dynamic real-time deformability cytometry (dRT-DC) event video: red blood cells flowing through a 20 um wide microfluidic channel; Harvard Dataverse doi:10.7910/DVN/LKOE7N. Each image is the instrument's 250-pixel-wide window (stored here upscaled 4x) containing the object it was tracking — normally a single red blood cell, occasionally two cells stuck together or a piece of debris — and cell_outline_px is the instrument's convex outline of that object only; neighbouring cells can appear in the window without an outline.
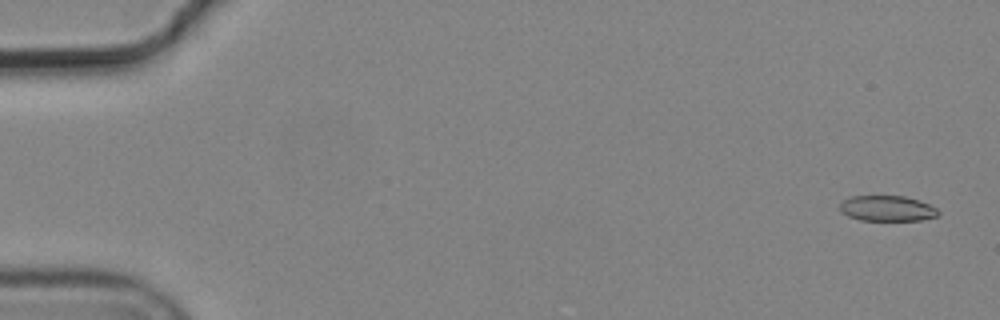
{"species": "common noctule bat (a hibernating species)", "species_latin": "Nyctalus noctula", "temperature_condition": "cold", "stored_images_in_passage": 9, "camera_frame_rate_fps": 3000, "um_per_image_px": 0.085, "animal": {"sex": "male", "body_mass_g": 19.2, "forearm_length_mm": 51.8}, "frame": {"image": 1, "passage_image": 1, "time_ms": 0.0, "image_size_px": [1000, 320], "cell_outline_px": [[940, 216], [920, 220], [860, 220], [848, 216], [840, 212], [840, 204], [844, 200], [852, 196], [904, 196], [920, 200], [936, 208], [940, 212]], "centroid_in_image_um": [75.43, 17.72], "position_along_channel_um": 9.6, "area_um2": 14.68}}
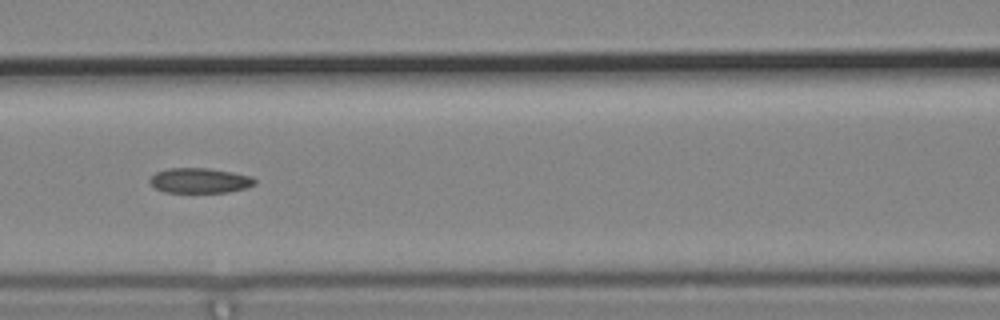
{"frame": {"image": 2, "passage_image": 7, "time_ms": 2.0, "image_size_px": [1000, 320], "cell_outline_px": [[256, 184], [244, 188], [228, 192], [164, 192], [156, 188], [148, 180], [156, 172], [168, 168], [208, 168], [232, 172], [252, 176], [256, 180]], "centroid_in_image_um": [16.99, 15.34], "position_along_channel_um": 149.6, "area_um2": 15.26}}
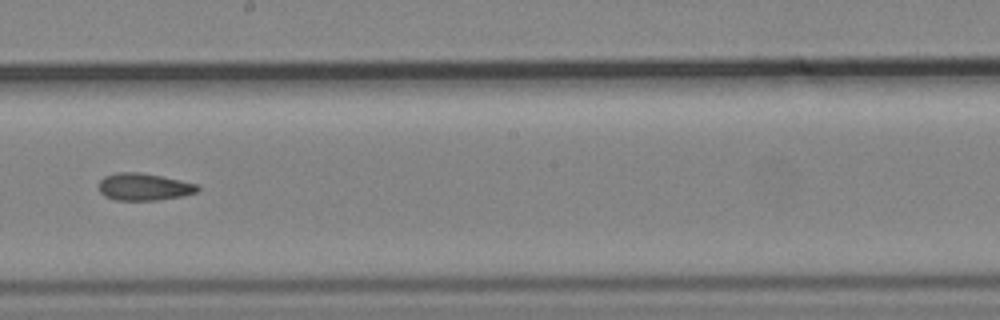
{"frame": {"image": 3, "passage_image": 9, "time_ms": 2.667, "image_size_px": [1000, 320], "cell_outline_px": [[200, 188], [196, 192], [180, 196], [156, 200], [116, 200], [104, 196], [100, 192], [100, 180], [104, 176], [116, 172], [140, 172], [200, 184]], "centroid_in_image_um": [12.23, 15.87], "position_along_channel_um": 236.0, "area_um2": 15.61}}